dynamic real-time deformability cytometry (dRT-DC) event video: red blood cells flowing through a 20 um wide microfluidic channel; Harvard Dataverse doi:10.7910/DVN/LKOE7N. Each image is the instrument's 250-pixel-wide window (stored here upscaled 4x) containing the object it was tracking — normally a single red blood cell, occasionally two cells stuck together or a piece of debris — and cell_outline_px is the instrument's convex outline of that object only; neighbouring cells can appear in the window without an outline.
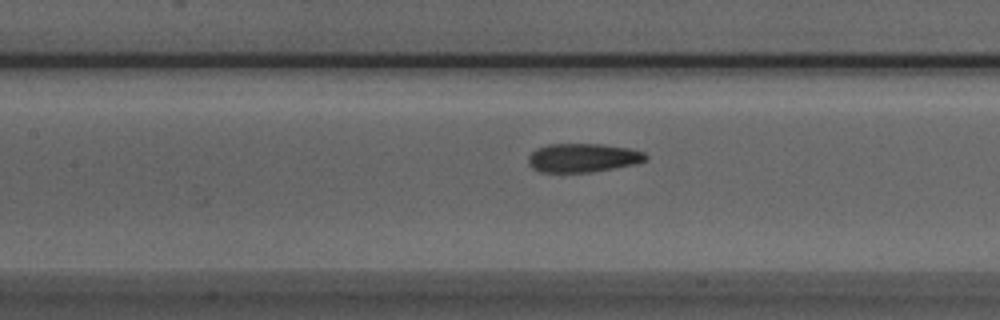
{"species": "Egyptian fruit bat (a non-hibernating species)", "species_latin": "Rousettus aegyptiacus", "temperature_condition": "room temperature", "stored_images_in_passage": 30, "camera_frame_rate_fps": 3000, "um_per_image_px": 0.085, "animal": {"sex": "male"}, "frame": {"image": 1, "passage_image": 7, "time_ms": 2.0, "image_size_px": [1000, 320], "cell_outline_px": [[648, 160], [636, 164], [592, 172], [540, 172], [532, 168], [528, 164], [528, 156], [536, 148], [548, 144], [600, 144], [628, 148], [644, 152], [648, 156]], "centroid_in_image_um": [49.54, 13.41], "position_along_channel_um": 157.9, "area_um2": 19.83}}
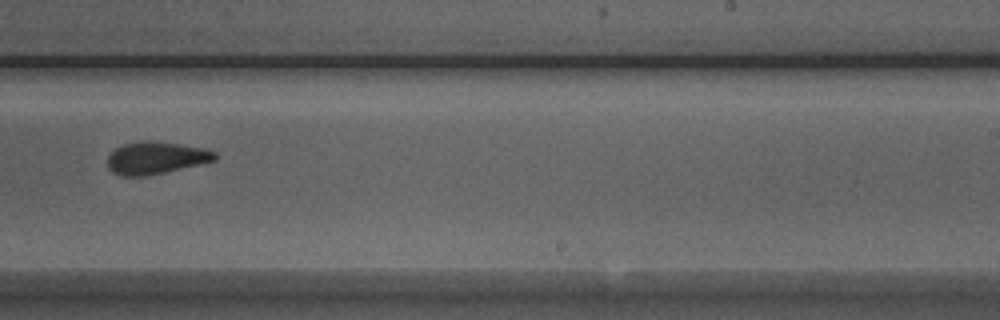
{"frame": {"image": 2, "passage_image": 16, "time_ms": 5.0, "image_size_px": [1000, 320], "cell_outline_px": [[216, 160], [148, 176], [120, 176], [112, 172], [108, 168], [108, 156], [116, 148], [124, 144], [144, 140], [180, 144], [204, 148], [216, 152]], "centroid_in_image_um": [13.23, 13.43], "position_along_channel_um": 275.8, "area_um2": 20.11}}
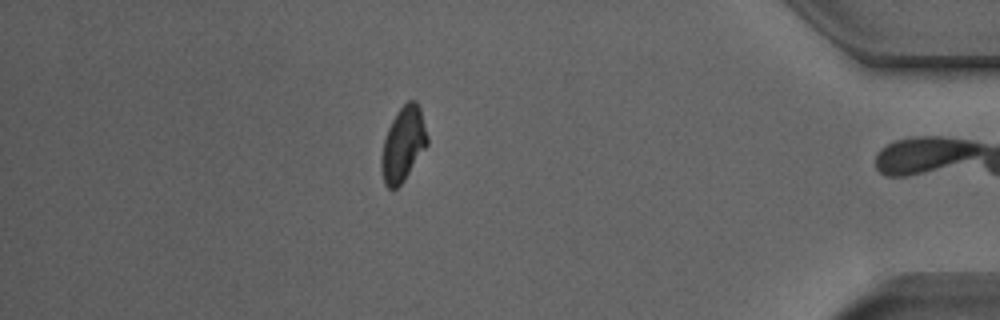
{"frame": {"image": 3, "passage_image": 29, "time_ms": 9.333, "image_size_px": [1000, 320], "cell_outline_px": [[428, 144], [404, 180], [396, 188], [388, 188], [384, 184], [380, 168], [380, 160], [384, 140], [388, 128], [396, 112], [408, 100], [416, 100], [420, 108], [428, 136]], "centroid_in_image_um": [34.26, 12.25], "position_along_channel_um": 400.9, "area_um2": 19.88}}